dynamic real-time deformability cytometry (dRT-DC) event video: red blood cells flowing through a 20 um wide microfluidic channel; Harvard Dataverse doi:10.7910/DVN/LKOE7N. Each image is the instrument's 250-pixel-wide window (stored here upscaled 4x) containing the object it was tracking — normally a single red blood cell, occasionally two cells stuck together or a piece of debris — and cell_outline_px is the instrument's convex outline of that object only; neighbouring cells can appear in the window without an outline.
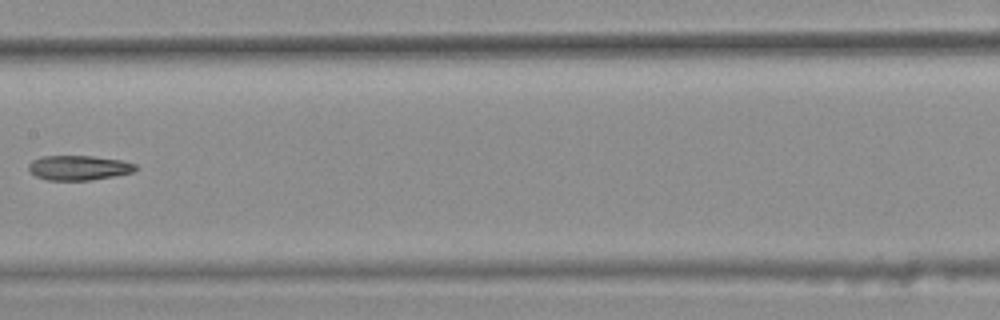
{"species": "common noctule bat (a hibernating species)", "species_latin": "Nyctalus noctula", "temperature_condition": "warm", "stored_images_in_passage": 10, "camera_frame_rate_fps": 3000, "um_per_image_px": 0.085, "animal": {"sex": "female", "body_mass_g": 25.1}, "frame": {"image": 1, "passage_image": 9, "time_ms": 2.667, "image_size_px": [1000, 320], "cell_outline_px": [[136, 168], [132, 172], [112, 176], [88, 180], [48, 180], [36, 176], [28, 168], [28, 164], [32, 160], [44, 156], [92, 156], [120, 160], [136, 164]], "centroid_in_image_um": [6.66, 14.25], "position_along_channel_um": 200.7, "area_um2": 15.14}}
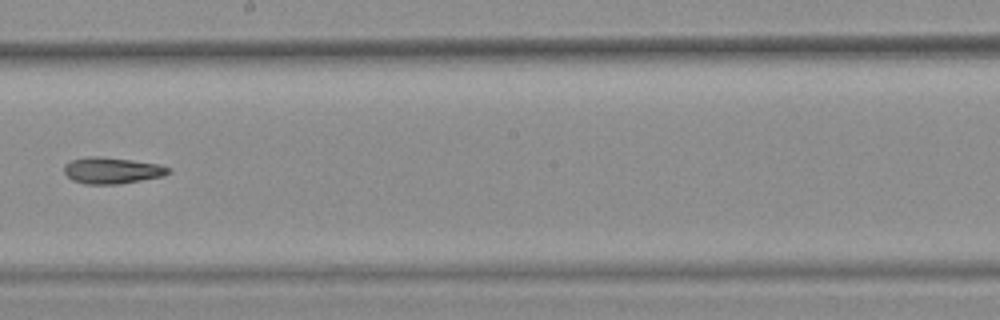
{"frame": {"image": 2, "passage_image": 10, "time_ms": 3.0, "image_size_px": [1000, 320], "cell_outline_px": [[172, 172], [164, 176], [120, 184], [84, 184], [72, 180], [64, 172], [64, 164], [72, 160], [88, 156], [100, 156], [132, 160], [156, 164], [172, 168]], "centroid_in_image_um": [9.53, 14.49], "position_along_channel_um": 238.7, "area_um2": 16.13}}